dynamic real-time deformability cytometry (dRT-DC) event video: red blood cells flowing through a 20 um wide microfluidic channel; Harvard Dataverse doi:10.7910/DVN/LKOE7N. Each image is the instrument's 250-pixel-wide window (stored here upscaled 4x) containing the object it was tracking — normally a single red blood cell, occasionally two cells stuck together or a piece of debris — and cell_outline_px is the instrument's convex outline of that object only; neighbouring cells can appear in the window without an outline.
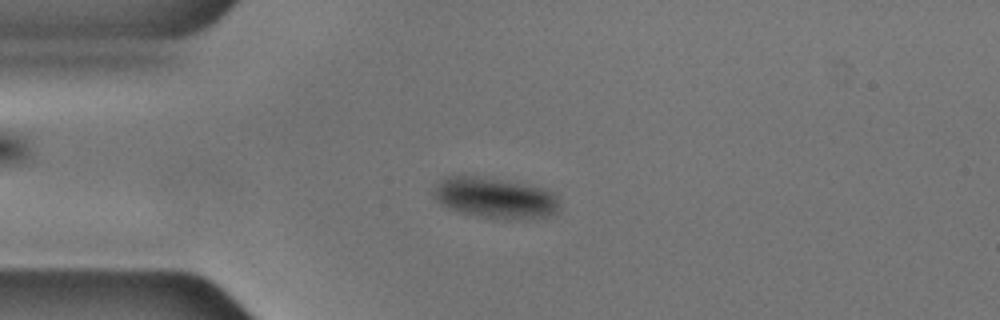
{"species": "common noctule bat (a hibernating species)", "species_latin": "Nyctalus noctula", "temperature_condition": "cold", "stored_images_in_passage": 55, "camera_frame_rate_fps": 3000, "um_per_image_px": 0.085, "animal": {"sex": "male", "body_mass_g": 17.9, "forearm_length_mm": 54.2}, "frame": {"image": 1, "passage_image": 12, "time_ms": 3.667, "image_size_px": [1000, 320], "cell_outline_px": [[556, 212], [544, 216], [516, 220], [508, 220], [480, 216], [460, 212], [448, 208], [440, 204], [436, 200], [432, 192], [432, 188], [440, 180], [448, 176], [476, 176], [524, 184], [544, 188], [552, 192], [556, 196]], "centroid_in_image_um": [42.0, 16.82], "position_along_channel_um": 43.0, "area_um2": 29.59}}
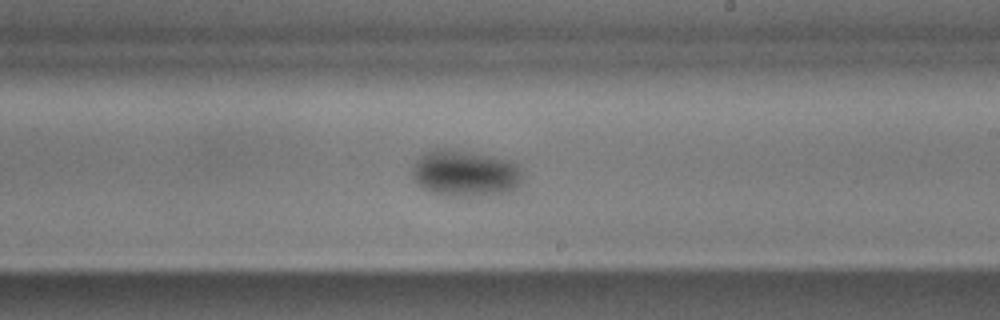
{"frame": {"image": 2, "passage_image": 31, "time_ms": 10.0, "image_size_px": [1000, 320], "cell_outline_px": [[524, 172], [520, 184], [512, 192], [468, 196], [452, 196], [432, 192], [424, 188], [412, 176], [412, 168], [416, 160], [424, 152], [436, 148], [444, 148], [492, 156], [508, 160], [516, 164]], "centroid_in_image_um": [39.56, 14.72], "position_along_channel_um": 249.4, "area_um2": 29.77}}
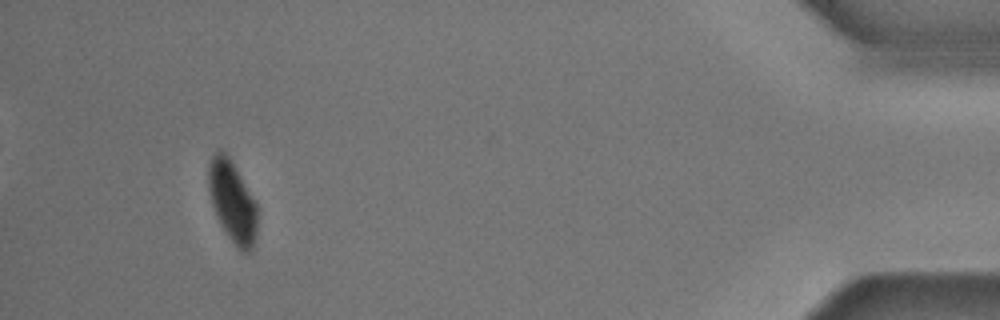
{"frame": {"image": 3, "passage_image": 51, "time_ms": 16.667, "image_size_px": [1000, 320], "cell_outline_px": [[256, 236], [252, 252], [244, 252], [228, 236], [216, 216], [212, 204], [208, 188], [208, 164], [216, 148], [220, 148], [232, 160], [256, 204]], "centroid_in_image_um": [19.73, 17.08], "position_along_channel_um": 415.5, "area_um2": 22.95}, "authors_computed_cell_mechanics": {"area_um2": 28.2064, "velocity_mm_per_s": 3.5439, "shape_relaxation_time_tau1_ms": 4.6052, "shape_relaxation_time_tau2_ms": null, "deformation_change_tau1": 0.0799, "deformation_change_tau2": null}}